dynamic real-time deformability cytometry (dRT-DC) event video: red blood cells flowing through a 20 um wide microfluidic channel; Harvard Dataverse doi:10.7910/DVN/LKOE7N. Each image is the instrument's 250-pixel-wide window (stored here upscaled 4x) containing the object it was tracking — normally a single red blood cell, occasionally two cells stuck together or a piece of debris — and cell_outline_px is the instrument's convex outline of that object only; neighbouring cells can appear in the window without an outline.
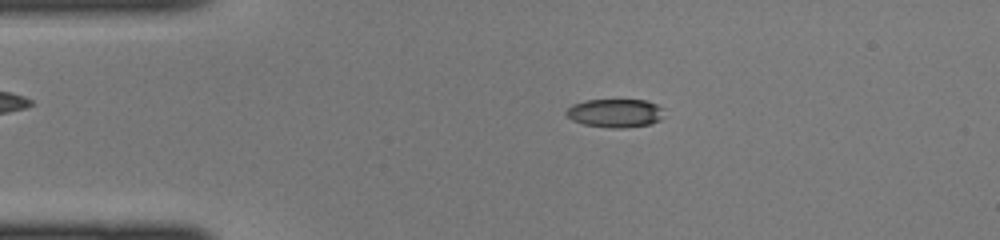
{"species": "common noctule bat (a hibernating species)", "species_latin": "Nyctalus noctula", "temperature_condition": "cold", "stored_images_in_passage": 43, "camera_frame_rate_fps": 3000, "um_per_image_px": 0.085, "animal": {"sex": "female", "body_mass_g": 22.0, "forearm_length_mm": 56.7}, "frame": {"image": 1, "passage_image": 8, "time_ms": 2.333, "image_size_px": [1000, 240], "cell_outline_px": [[664, 108], [660, 120], [648, 124], [624, 128], [612, 128], [584, 124], [572, 120], [564, 112], [572, 104], [584, 100], [648, 100]], "centroid_in_image_um": [52.28, 9.6], "position_along_channel_um": 32.7, "area_um2": 16.24}}
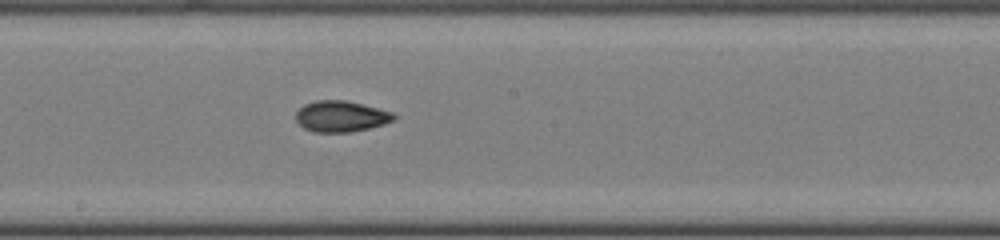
{"frame": {"image": 2, "passage_image": 23, "time_ms": 7.333, "image_size_px": [1000, 240], "cell_outline_px": [[396, 120], [384, 124], [352, 132], [312, 132], [304, 128], [296, 120], [296, 112], [304, 104], [316, 100], [344, 100], [392, 112], [396, 116]], "centroid_in_image_um": [28.97, 9.9], "position_along_channel_um": 219.2, "area_um2": 17.63}}
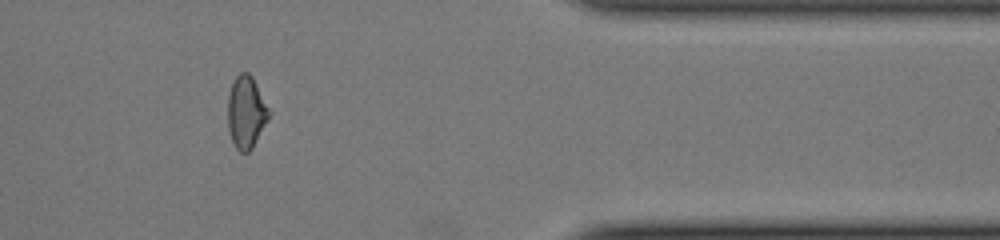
{"frame": {"image": 3, "passage_image": 36, "time_ms": 11.667, "image_size_px": [1000, 240], "cell_outline_px": [[272, 112], [252, 148], [248, 152], [240, 152], [236, 148], [232, 140], [228, 128], [228, 92], [236, 76], [240, 72], [248, 72], [252, 76]], "centroid_in_image_um": [20.93, 9.51], "position_along_channel_um": 390.5, "area_um2": 17.4}}